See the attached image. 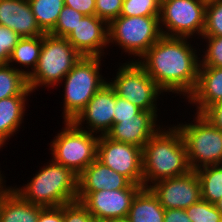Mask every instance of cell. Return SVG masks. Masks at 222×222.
I'll use <instances>...</instances> for the list:
<instances>
[{"label":"cell","mask_w":222,"mask_h":222,"mask_svg":"<svg viewBox=\"0 0 222 222\" xmlns=\"http://www.w3.org/2000/svg\"><path fill=\"white\" fill-rule=\"evenodd\" d=\"M191 42L162 35L136 62L164 93L187 99L195 90L200 67L198 49Z\"/></svg>","instance_id":"1"},{"label":"cell","mask_w":222,"mask_h":222,"mask_svg":"<svg viewBox=\"0 0 222 222\" xmlns=\"http://www.w3.org/2000/svg\"><path fill=\"white\" fill-rule=\"evenodd\" d=\"M165 127L162 125L142 148L144 188L162 179L185 175L191 170L179 129L174 124Z\"/></svg>","instance_id":"2"},{"label":"cell","mask_w":222,"mask_h":222,"mask_svg":"<svg viewBox=\"0 0 222 222\" xmlns=\"http://www.w3.org/2000/svg\"><path fill=\"white\" fill-rule=\"evenodd\" d=\"M11 188L34 205L59 207L77 200L78 175L51 159L27 184Z\"/></svg>","instance_id":"3"},{"label":"cell","mask_w":222,"mask_h":222,"mask_svg":"<svg viewBox=\"0 0 222 222\" xmlns=\"http://www.w3.org/2000/svg\"><path fill=\"white\" fill-rule=\"evenodd\" d=\"M102 59L82 56L61 81V85L64 83V121H73L95 93L108 82L101 74Z\"/></svg>","instance_id":"4"},{"label":"cell","mask_w":222,"mask_h":222,"mask_svg":"<svg viewBox=\"0 0 222 222\" xmlns=\"http://www.w3.org/2000/svg\"><path fill=\"white\" fill-rule=\"evenodd\" d=\"M81 57L66 38L45 33L37 67L28 77L29 88L36 92L40 87H60L65 75Z\"/></svg>","instance_id":"5"},{"label":"cell","mask_w":222,"mask_h":222,"mask_svg":"<svg viewBox=\"0 0 222 222\" xmlns=\"http://www.w3.org/2000/svg\"><path fill=\"white\" fill-rule=\"evenodd\" d=\"M62 122L64 127L50 142L51 158L79 175L97 158L99 135L80 129L72 121Z\"/></svg>","instance_id":"6"},{"label":"cell","mask_w":222,"mask_h":222,"mask_svg":"<svg viewBox=\"0 0 222 222\" xmlns=\"http://www.w3.org/2000/svg\"><path fill=\"white\" fill-rule=\"evenodd\" d=\"M192 116L193 121L190 123L175 124L186 146L190 169L222 164V130L201 114L194 113Z\"/></svg>","instance_id":"7"},{"label":"cell","mask_w":222,"mask_h":222,"mask_svg":"<svg viewBox=\"0 0 222 222\" xmlns=\"http://www.w3.org/2000/svg\"><path fill=\"white\" fill-rule=\"evenodd\" d=\"M108 32L109 46L115 43L134 57L128 61H137L162 36L159 16H119L108 24Z\"/></svg>","instance_id":"8"},{"label":"cell","mask_w":222,"mask_h":222,"mask_svg":"<svg viewBox=\"0 0 222 222\" xmlns=\"http://www.w3.org/2000/svg\"><path fill=\"white\" fill-rule=\"evenodd\" d=\"M119 64L116 76L108 79L116 95L159 118L157 101L164 92L136 61Z\"/></svg>","instance_id":"9"},{"label":"cell","mask_w":222,"mask_h":222,"mask_svg":"<svg viewBox=\"0 0 222 222\" xmlns=\"http://www.w3.org/2000/svg\"><path fill=\"white\" fill-rule=\"evenodd\" d=\"M206 3L205 0H160L159 25L162 35L201 38L205 27Z\"/></svg>","instance_id":"10"},{"label":"cell","mask_w":222,"mask_h":222,"mask_svg":"<svg viewBox=\"0 0 222 222\" xmlns=\"http://www.w3.org/2000/svg\"><path fill=\"white\" fill-rule=\"evenodd\" d=\"M143 185L130 184L125 189L77 192L80 201L98 222L126 219L132 201Z\"/></svg>","instance_id":"11"},{"label":"cell","mask_w":222,"mask_h":222,"mask_svg":"<svg viewBox=\"0 0 222 222\" xmlns=\"http://www.w3.org/2000/svg\"><path fill=\"white\" fill-rule=\"evenodd\" d=\"M97 159L125 176L132 184L143 185L142 148L100 135Z\"/></svg>","instance_id":"12"},{"label":"cell","mask_w":222,"mask_h":222,"mask_svg":"<svg viewBox=\"0 0 222 222\" xmlns=\"http://www.w3.org/2000/svg\"><path fill=\"white\" fill-rule=\"evenodd\" d=\"M166 209H187L202 199L201 186L195 170L187 174L166 178L148 187Z\"/></svg>","instance_id":"13"},{"label":"cell","mask_w":222,"mask_h":222,"mask_svg":"<svg viewBox=\"0 0 222 222\" xmlns=\"http://www.w3.org/2000/svg\"><path fill=\"white\" fill-rule=\"evenodd\" d=\"M114 111L115 90L107 82L95 93L72 122L80 129L90 133L99 136L106 135L113 125Z\"/></svg>","instance_id":"14"},{"label":"cell","mask_w":222,"mask_h":222,"mask_svg":"<svg viewBox=\"0 0 222 222\" xmlns=\"http://www.w3.org/2000/svg\"><path fill=\"white\" fill-rule=\"evenodd\" d=\"M66 39L82 56L104 57L109 47L108 23L96 15L84 16Z\"/></svg>","instance_id":"15"},{"label":"cell","mask_w":222,"mask_h":222,"mask_svg":"<svg viewBox=\"0 0 222 222\" xmlns=\"http://www.w3.org/2000/svg\"><path fill=\"white\" fill-rule=\"evenodd\" d=\"M159 121L152 112L141 110L134 120L113 123L106 136L118 142L143 148L162 126L158 123Z\"/></svg>","instance_id":"16"},{"label":"cell","mask_w":222,"mask_h":222,"mask_svg":"<svg viewBox=\"0 0 222 222\" xmlns=\"http://www.w3.org/2000/svg\"><path fill=\"white\" fill-rule=\"evenodd\" d=\"M0 25L16 32L21 38L41 36L28 0H0Z\"/></svg>","instance_id":"17"},{"label":"cell","mask_w":222,"mask_h":222,"mask_svg":"<svg viewBox=\"0 0 222 222\" xmlns=\"http://www.w3.org/2000/svg\"><path fill=\"white\" fill-rule=\"evenodd\" d=\"M222 101V67H199L198 82L186 99L195 106L194 113L202 114L209 106Z\"/></svg>","instance_id":"18"},{"label":"cell","mask_w":222,"mask_h":222,"mask_svg":"<svg viewBox=\"0 0 222 222\" xmlns=\"http://www.w3.org/2000/svg\"><path fill=\"white\" fill-rule=\"evenodd\" d=\"M130 184L125 176L105 166L97 158L78 175V192L125 189Z\"/></svg>","instance_id":"19"},{"label":"cell","mask_w":222,"mask_h":222,"mask_svg":"<svg viewBox=\"0 0 222 222\" xmlns=\"http://www.w3.org/2000/svg\"><path fill=\"white\" fill-rule=\"evenodd\" d=\"M43 208L26 201L9 186L0 196V222H37Z\"/></svg>","instance_id":"20"},{"label":"cell","mask_w":222,"mask_h":222,"mask_svg":"<svg viewBox=\"0 0 222 222\" xmlns=\"http://www.w3.org/2000/svg\"><path fill=\"white\" fill-rule=\"evenodd\" d=\"M27 100L28 96H12L0 100V138L6 143L24 123Z\"/></svg>","instance_id":"21"},{"label":"cell","mask_w":222,"mask_h":222,"mask_svg":"<svg viewBox=\"0 0 222 222\" xmlns=\"http://www.w3.org/2000/svg\"><path fill=\"white\" fill-rule=\"evenodd\" d=\"M165 209L149 188H142L134 197L127 215L129 222H164Z\"/></svg>","instance_id":"22"},{"label":"cell","mask_w":222,"mask_h":222,"mask_svg":"<svg viewBox=\"0 0 222 222\" xmlns=\"http://www.w3.org/2000/svg\"><path fill=\"white\" fill-rule=\"evenodd\" d=\"M41 49L42 35L20 38L10 54L8 64L29 77L37 67ZM12 63L17 65L14 66Z\"/></svg>","instance_id":"23"},{"label":"cell","mask_w":222,"mask_h":222,"mask_svg":"<svg viewBox=\"0 0 222 222\" xmlns=\"http://www.w3.org/2000/svg\"><path fill=\"white\" fill-rule=\"evenodd\" d=\"M28 77L9 64L0 65V100L12 96H31Z\"/></svg>","instance_id":"24"},{"label":"cell","mask_w":222,"mask_h":222,"mask_svg":"<svg viewBox=\"0 0 222 222\" xmlns=\"http://www.w3.org/2000/svg\"><path fill=\"white\" fill-rule=\"evenodd\" d=\"M201 186L202 199L215 204L222 198V164L195 170Z\"/></svg>","instance_id":"25"},{"label":"cell","mask_w":222,"mask_h":222,"mask_svg":"<svg viewBox=\"0 0 222 222\" xmlns=\"http://www.w3.org/2000/svg\"><path fill=\"white\" fill-rule=\"evenodd\" d=\"M33 15L40 29L44 33H50L63 9L64 0H28Z\"/></svg>","instance_id":"26"},{"label":"cell","mask_w":222,"mask_h":222,"mask_svg":"<svg viewBox=\"0 0 222 222\" xmlns=\"http://www.w3.org/2000/svg\"><path fill=\"white\" fill-rule=\"evenodd\" d=\"M199 39L206 42V50L201 52L199 49L200 67H222V36H202Z\"/></svg>","instance_id":"27"},{"label":"cell","mask_w":222,"mask_h":222,"mask_svg":"<svg viewBox=\"0 0 222 222\" xmlns=\"http://www.w3.org/2000/svg\"><path fill=\"white\" fill-rule=\"evenodd\" d=\"M202 36H222V0L207 1Z\"/></svg>","instance_id":"28"},{"label":"cell","mask_w":222,"mask_h":222,"mask_svg":"<svg viewBox=\"0 0 222 222\" xmlns=\"http://www.w3.org/2000/svg\"><path fill=\"white\" fill-rule=\"evenodd\" d=\"M160 0H123L120 16H159Z\"/></svg>","instance_id":"29"},{"label":"cell","mask_w":222,"mask_h":222,"mask_svg":"<svg viewBox=\"0 0 222 222\" xmlns=\"http://www.w3.org/2000/svg\"><path fill=\"white\" fill-rule=\"evenodd\" d=\"M192 222H222V214L214 204L203 199L185 209Z\"/></svg>","instance_id":"30"},{"label":"cell","mask_w":222,"mask_h":222,"mask_svg":"<svg viewBox=\"0 0 222 222\" xmlns=\"http://www.w3.org/2000/svg\"><path fill=\"white\" fill-rule=\"evenodd\" d=\"M84 16L85 15L75 9L64 6L60 12L56 25L50 34L66 38Z\"/></svg>","instance_id":"31"},{"label":"cell","mask_w":222,"mask_h":222,"mask_svg":"<svg viewBox=\"0 0 222 222\" xmlns=\"http://www.w3.org/2000/svg\"><path fill=\"white\" fill-rule=\"evenodd\" d=\"M63 222H98L78 200L63 205Z\"/></svg>","instance_id":"32"},{"label":"cell","mask_w":222,"mask_h":222,"mask_svg":"<svg viewBox=\"0 0 222 222\" xmlns=\"http://www.w3.org/2000/svg\"><path fill=\"white\" fill-rule=\"evenodd\" d=\"M21 37L6 26L0 25V65L8 64L10 54Z\"/></svg>","instance_id":"33"},{"label":"cell","mask_w":222,"mask_h":222,"mask_svg":"<svg viewBox=\"0 0 222 222\" xmlns=\"http://www.w3.org/2000/svg\"><path fill=\"white\" fill-rule=\"evenodd\" d=\"M123 0H95V15L108 24L121 15Z\"/></svg>","instance_id":"34"},{"label":"cell","mask_w":222,"mask_h":222,"mask_svg":"<svg viewBox=\"0 0 222 222\" xmlns=\"http://www.w3.org/2000/svg\"><path fill=\"white\" fill-rule=\"evenodd\" d=\"M141 111L139 107L132 104L125 98H121L115 93V111L113 123L121 122L122 120H134L136 114Z\"/></svg>","instance_id":"35"},{"label":"cell","mask_w":222,"mask_h":222,"mask_svg":"<svg viewBox=\"0 0 222 222\" xmlns=\"http://www.w3.org/2000/svg\"><path fill=\"white\" fill-rule=\"evenodd\" d=\"M64 5L85 16L95 15V0H64Z\"/></svg>","instance_id":"36"},{"label":"cell","mask_w":222,"mask_h":222,"mask_svg":"<svg viewBox=\"0 0 222 222\" xmlns=\"http://www.w3.org/2000/svg\"><path fill=\"white\" fill-rule=\"evenodd\" d=\"M201 115L213 126L222 130V101L209 106Z\"/></svg>","instance_id":"37"},{"label":"cell","mask_w":222,"mask_h":222,"mask_svg":"<svg viewBox=\"0 0 222 222\" xmlns=\"http://www.w3.org/2000/svg\"><path fill=\"white\" fill-rule=\"evenodd\" d=\"M37 222H63V205L59 207H44L39 212Z\"/></svg>","instance_id":"38"},{"label":"cell","mask_w":222,"mask_h":222,"mask_svg":"<svg viewBox=\"0 0 222 222\" xmlns=\"http://www.w3.org/2000/svg\"><path fill=\"white\" fill-rule=\"evenodd\" d=\"M164 222H192L185 209H166L164 213Z\"/></svg>","instance_id":"39"},{"label":"cell","mask_w":222,"mask_h":222,"mask_svg":"<svg viewBox=\"0 0 222 222\" xmlns=\"http://www.w3.org/2000/svg\"><path fill=\"white\" fill-rule=\"evenodd\" d=\"M1 169V168H0ZM2 171L0 170V196L2 195V193L9 187L6 185V180L4 177V175L1 173Z\"/></svg>","instance_id":"40"},{"label":"cell","mask_w":222,"mask_h":222,"mask_svg":"<svg viewBox=\"0 0 222 222\" xmlns=\"http://www.w3.org/2000/svg\"><path fill=\"white\" fill-rule=\"evenodd\" d=\"M217 210L222 214V198L214 204Z\"/></svg>","instance_id":"41"},{"label":"cell","mask_w":222,"mask_h":222,"mask_svg":"<svg viewBox=\"0 0 222 222\" xmlns=\"http://www.w3.org/2000/svg\"><path fill=\"white\" fill-rule=\"evenodd\" d=\"M6 144H8V143H6L2 138H0V149L1 148L3 149V147H7V146H5Z\"/></svg>","instance_id":"42"},{"label":"cell","mask_w":222,"mask_h":222,"mask_svg":"<svg viewBox=\"0 0 222 222\" xmlns=\"http://www.w3.org/2000/svg\"><path fill=\"white\" fill-rule=\"evenodd\" d=\"M109 222H129V220L126 218V219L113 220Z\"/></svg>","instance_id":"43"}]
</instances>
